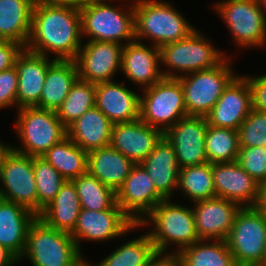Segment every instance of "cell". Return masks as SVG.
Segmentation results:
<instances>
[{"label":"cell","mask_w":266,"mask_h":266,"mask_svg":"<svg viewBox=\"0 0 266 266\" xmlns=\"http://www.w3.org/2000/svg\"><path fill=\"white\" fill-rule=\"evenodd\" d=\"M65 180L87 173L88 152L76 145L68 136L53 145L42 156Z\"/></svg>","instance_id":"cell-32"},{"label":"cell","mask_w":266,"mask_h":266,"mask_svg":"<svg viewBox=\"0 0 266 266\" xmlns=\"http://www.w3.org/2000/svg\"><path fill=\"white\" fill-rule=\"evenodd\" d=\"M110 1L112 2V0H93L79 7L82 38L89 37L87 41H106L122 45L136 40L134 0H121V2L130 1V6H127L129 3H126V6L124 3L121 5L119 3V6L111 5Z\"/></svg>","instance_id":"cell-4"},{"label":"cell","mask_w":266,"mask_h":266,"mask_svg":"<svg viewBox=\"0 0 266 266\" xmlns=\"http://www.w3.org/2000/svg\"><path fill=\"white\" fill-rule=\"evenodd\" d=\"M12 145L13 144L9 145L8 143L5 144L4 142L2 143L0 141V175H1L6 158L9 156V154L13 150L14 146Z\"/></svg>","instance_id":"cell-46"},{"label":"cell","mask_w":266,"mask_h":266,"mask_svg":"<svg viewBox=\"0 0 266 266\" xmlns=\"http://www.w3.org/2000/svg\"><path fill=\"white\" fill-rule=\"evenodd\" d=\"M164 0H134L135 38L162 47L188 38L197 28Z\"/></svg>","instance_id":"cell-3"},{"label":"cell","mask_w":266,"mask_h":266,"mask_svg":"<svg viewBox=\"0 0 266 266\" xmlns=\"http://www.w3.org/2000/svg\"><path fill=\"white\" fill-rule=\"evenodd\" d=\"M213 8L229 28L235 46L251 49L266 44V17L257 0H223Z\"/></svg>","instance_id":"cell-9"},{"label":"cell","mask_w":266,"mask_h":266,"mask_svg":"<svg viewBox=\"0 0 266 266\" xmlns=\"http://www.w3.org/2000/svg\"><path fill=\"white\" fill-rule=\"evenodd\" d=\"M237 162L260 185L266 182V147H239Z\"/></svg>","instance_id":"cell-40"},{"label":"cell","mask_w":266,"mask_h":266,"mask_svg":"<svg viewBox=\"0 0 266 266\" xmlns=\"http://www.w3.org/2000/svg\"><path fill=\"white\" fill-rule=\"evenodd\" d=\"M255 207L266 216V182L260 185L259 199Z\"/></svg>","instance_id":"cell-47"},{"label":"cell","mask_w":266,"mask_h":266,"mask_svg":"<svg viewBox=\"0 0 266 266\" xmlns=\"http://www.w3.org/2000/svg\"><path fill=\"white\" fill-rule=\"evenodd\" d=\"M113 123L96 106L71 123L67 136L84 151L110 145Z\"/></svg>","instance_id":"cell-27"},{"label":"cell","mask_w":266,"mask_h":266,"mask_svg":"<svg viewBox=\"0 0 266 266\" xmlns=\"http://www.w3.org/2000/svg\"><path fill=\"white\" fill-rule=\"evenodd\" d=\"M205 149L209 163L237 161L239 152L238 130L208 125Z\"/></svg>","instance_id":"cell-36"},{"label":"cell","mask_w":266,"mask_h":266,"mask_svg":"<svg viewBox=\"0 0 266 266\" xmlns=\"http://www.w3.org/2000/svg\"><path fill=\"white\" fill-rule=\"evenodd\" d=\"M136 228H139V224H135L115 203L110 209L100 211L81 209L71 236L82 254L83 240L91 242L117 240Z\"/></svg>","instance_id":"cell-12"},{"label":"cell","mask_w":266,"mask_h":266,"mask_svg":"<svg viewBox=\"0 0 266 266\" xmlns=\"http://www.w3.org/2000/svg\"><path fill=\"white\" fill-rule=\"evenodd\" d=\"M153 180L155 189L165 198L172 199L177 190L180 167L174 147L163 137L140 163Z\"/></svg>","instance_id":"cell-25"},{"label":"cell","mask_w":266,"mask_h":266,"mask_svg":"<svg viewBox=\"0 0 266 266\" xmlns=\"http://www.w3.org/2000/svg\"><path fill=\"white\" fill-rule=\"evenodd\" d=\"M226 242L237 266H262L266 216L256 207H241Z\"/></svg>","instance_id":"cell-11"},{"label":"cell","mask_w":266,"mask_h":266,"mask_svg":"<svg viewBox=\"0 0 266 266\" xmlns=\"http://www.w3.org/2000/svg\"><path fill=\"white\" fill-rule=\"evenodd\" d=\"M36 217L23 205L0 198V245L18 259L25 251L27 233Z\"/></svg>","instance_id":"cell-24"},{"label":"cell","mask_w":266,"mask_h":266,"mask_svg":"<svg viewBox=\"0 0 266 266\" xmlns=\"http://www.w3.org/2000/svg\"><path fill=\"white\" fill-rule=\"evenodd\" d=\"M171 200L164 199L159 202L139 223V229L153 227L147 233L160 256H176L184 248L200 241L192 206L187 207ZM171 246L177 247L173 250Z\"/></svg>","instance_id":"cell-2"},{"label":"cell","mask_w":266,"mask_h":266,"mask_svg":"<svg viewBox=\"0 0 266 266\" xmlns=\"http://www.w3.org/2000/svg\"><path fill=\"white\" fill-rule=\"evenodd\" d=\"M227 56L217 66L188 73L178 79L184 93L188 116H206L214 107L224 89L238 75Z\"/></svg>","instance_id":"cell-8"},{"label":"cell","mask_w":266,"mask_h":266,"mask_svg":"<svg viewBox=\"0 0 266 266\" xmlns=\"http://www.w3.org/2000/svg\"><path fill=\"white\" fill-rule=\"evenodd\" d=\"M207 128L206 117L186 116L164 133L175 149L180 169L208 162L205 149Z\"/></svg>","instance_id":"cell-16"},{"label":"cell","mask_w":266,"mask_h":266,"mask_svg":"<svg viewBox=\"0 0 266 266\" xmlns=\"http://www.w3.org/2000/svg\"><path fill=\"white\" fill-rule=\"evenodd\" d=\"M216 197L236 202L241 207H255L260 184L237 161L212 164Z\"/></svg>","instance_id":"cell-18"},{"label":"cell","mask_w":266,"mask_h":266,"mask_svg":"<svg viewBox=\"0 0 266 266\" xmlns=\"http://www.w3.org/2000/svg\"><path fill=\"white\" fill-rule=\"evenodd\" d=\"M160 49L154 45L134 40L126 43L122 51L121 72L142 90L163 78Z\"/></svg>","instance_id":"cell-22"},{"label":"cell","mask_w":266,"mask_h":266,"mask_svg":"<svg viewBox=\"0 0 266 266\" xmlns=\"http://www.w3.org/2000/svg\"><path fill=\"white\" fill-rule=\"evenodd\" d=\"M95 96L96 84L77 78L62 105L57 109V117L67 128L95 106Z\"/></svg>","instance_id":"cell-35"},{"label":"cell","mask_w":266,"mask_h":266,"mask_svg":"<svg viewBox=\"0 0 266 266\" xmlns=\"http://www.w3.org/2000/svg\"><path fill=\"white\" fill-rule=\"evenodd\" d=\"M164 199L140 163L135 164L116 192V203L135 224H139Z\"/></svg>","instance_id":"cell-15"},{"label":"cell","mask_w":266,"mask_h":266,"mask_svg":"<svg viewBox=\"0 0 266 266\" xmlns=\"http://www.w3.org/2000/svg\"><path fill=\"white\" fill-rule=\"evenodd\" d=\"M192 204L195 228L199 239L226 241L241 206L220 197Z\"/></svg>","instance_id":"cell-19"},{"label":"cell","mask_w":266,"mask_h":266,"mask_svg":"<svg viewBox=\"0 0 266 266\" xmlns=\"http://www.w3.org/2000/svg\"><path fill=\"white\" fill-rule=\"evenodd\" d=\"M19 262V259L6 247L0 245V266H13Z\"/></svg>","instance_id":"cell-44"},{"label":"cell","mask_w":266,"mask_h":266,"mask_svg":"<svg viewBox=\"0 0 266 266\" xmlns=\"http://www.w3.org/2000/svg\"><path fill=\"white\" fill-rule=\"evenodd\" d=\"M177 190L193 203L216 197L212 164L207 162L180 169Z\"/></svg>","instance_id":"cell-34"},{"label":"cell","mask_w":266,"mask_h":266,"mask_svg":"<svg viewBox=\"0 0 266 266\" xmlns=\"http://www.w3.org/2000/svg\"><path fill=\"white\" fill-rule=\"evenodd\" d=\"M152 266H183L176 256H160Z\"/></svg>","instance_id":"cell-45"},{"label":"cell","mask_w":266,"mask_h":266,"mask_svg":"<svg viewBox=\"0 0 266 266\" xmlns=\"http://www.w3.org/2000/svg\"><path fill=\"white\" fill-rule=\"evenodd\" d=\"M239 147H266V113L251 110L238 129Z\"/></svg>","instance_id":"cell-39"},{"label":"cell","mask_w":266,"mask_h":266,"mask_svg":"<svg viewBox=\"0 0 266 266\" xmlns=\"http://www.w3.org/2000/svg\"><path fill=\"white\" fill-rule=\"evenodd\" d=\"M83 255L70 233L48 226L37 216L30 225L19 261L27 257L33 266H74Z\"/></svg>","instance_id":"cell-6"},{"label":"cell","mask_w":266,"mask_h":266,"mask_svg":"<svg viewBox=\"0 0 266 266\" xmlns=\"http://www.w3.org/2000/svg\"><path fill=\"white\" fill-rule=\"evenodd\" d=\"M15 133L19 139L13 149L31 157H41L53 145L67 136V129L57 117L56 111L39 107L17 110Z\"/></svg>","instance_id":"cell-7"},{"label":"cell","mask_w":266,"mask_h":266,"mask_svg":"<svg viewBox=\"0 0 266 266\" xmlns=\"http://www.w3.org/2000/svg\"><path fill=\"white\" fill-rule=\"evenodd\" d=\"M140 96L124 80L100 82L96 84L95 106L113 124L131 122L140 118Z\"/></svg>","instance_id":"cell-23"},{"label":"cell","mask_w":266,"mask_h":266,"mask_svg":"<svg viewBox=\"0 0 266 266\" xmlns=\"http://www.w3.org/2000/svg\"><path fill=\"white\" fill-rule=\"evenodd\" d=\"M42 1L48 2V3H54V4H64V5H72L76 7H81V6L87 5L93 0H42Z\"/></svg>","instance_id":"cell-48"},{"label":"cell","mask_w":266,"mask_h":266,"mask_svg":"<svg viewBox=\"0 0 266 266\" xmlns=\"http://www.w3.org/2000/svg\"><path fill=\"white\" fill-rule=\"evenodd\" d=\"M81 211L80 200L73 181L66 180L54 199L38 215L48 226L72 233Z\"/></svg>","instance_id":"cell-28"},{"label":"cell","mask_w":266,"mask_h":266,"mask_svg":"<svg viewBox=\"0 0 266 266\" xmlns=\"http://www.w3.org/2000/svg\"><path fill=\"white\" fill-rule=\"evenodd\" d=\"M82 41L79 7L35 1L25 48L46 57L53 54L55 60H75Z\"/></svg>","instance_id":"cell-1"},{"label":"cell","mask_w":266,"mask_h":266,"mask_svg":"<svg viewBox=\"0 0 266 266\" xmlns=\"http://www.w3.org/2000/svg\"><path fill=\"white\" fill-rule=\"evenodd\" d=\"M72 181L77 189L81 209L100 211L110 209L116 203V192L88 172Z\"/></svg>","instance_id":"cell-37"},{"label":"cell","mask_w":266,"mask_h":266,"mask_svg":"<svg viewBox=\"0 0 266 266\" xmlns=\"http://www.w3.org/2000/svg\"><path fill=\"white\" fill-rule=\"evenodd\" d=\"M200 32L196 29L188 38L167 43L159 48L161 66L167 67L161 68L163 77L178 78L188 73L210 69L227 57L226 53L213 46L212 41Z\"/></svg>","instance_id":"cell-5"},{"label":"cell","mask_w":266,"mask_h":266,"mask_svg":"<svg viewBox=\"0 0 266 266\" xmlns=\"http://www.w3.org/2000/svg\"><path fill=\"white\" fill-rule=\"evenodd\" d=\"M188 116L184 93L178 78L163 77L140 96V119L165 133Z\"/></svg>","instance_id":"cell-10"},{"label":"cell","mask_w":266,"mask_h":266,"mask_svg":"<svg viewBox=\"0 0 266 266\" xmlns=\"http://www.w3.org/2000/svg\"><path fill=\"white\" fill-rule=\"evenodd\" d=\"M262 266H266V245H265V250H264V255H263Z\"/></svg>","instance_id":"cell-51"},{"label":"cell","mask_w":266,"mask_h":266,"mask_svg":"<svg viewBox=\"0 0 266 266\" xmlns=\"http://www.w3.org/2000/svg\"><path fill=\"white\" fill-rule=\"evenodd\" d=\"M123 47L114 42H83L75 58L78 78L94 84L112 81L119 70L121 73Z\"/></svg>","instance_id":"cell-14"},{"label":"cell","mask_w":266,"mask_h":266,"mask_svg":"<svg viewBox=\"0 0 266 266\" xmlns=\"http://www.w3.org/2000/svg\"><path fill=\"white\" fill-rule=\"evenodd\" d=\"M33 170L37 189L38 216L54 199L66 180L42 157H33Z\"/></svg>","instance_id":"cell-38"},{"label":"cell","mask_w":266,"mask_h":266,"mask_svg":"<svg viewBox=\"0 0 266 266\" xmlns=\"http://www.w3.org/2000/svg\"><path fill=\"white\" fill-rule=\"evenodd\" d=\"M164 137V133L140 118L112 126L110 146L126 158L141 163Z\"/></svg>","instance_id":"cell-20"},{"label":"cell","mask_w":266,"mask_h":266,"mask_svg":"<svg viewBox=\"0 0 266 266\" xmlns=\"http://www.w3.org/2000/svg\"><path fill=\"white\" fill-rule=\"evenodd\" d=\"M135 164L109 145L88 152L87 172L117 192Z\"/></svg>","instance_id":"cell-26"},{"label":"cell","mask_w":266,"mask_h":266,"mask_svg":"<svg viewBox=\"0 0 266 266\" xmlns=\"http://www.w3.org/2000/svg\"><path fill=\"white\" fill-rule=\"evenodd\" d=\"M0 183V198L23 205L37 215L33 157L13 149L5 160Z\"/></svg>","instance_id":"cell-13"},{"label":"cell","mask_w":266,"mask_h":266,"mask_svg":"<svg viewBox=\"0 0 266 266\" xmlns=\"http://www.w3.org/2000/svg\"><path fill=\"white\" fill-rule=\"evenodd\" d=\"M237 75L205 116L208 125L238 130L252 110L251 90L247 79Z\"/></svg>","instance_id":"cell-17"},{"label":"cell","mask_w":266,"mask_h":266,"mask_svg":"<svg viewBox=\"0 0 266 266\" xmlns=\"http://www.w3.org/2000/svg\"><path fill=\"white\" fill-rule=\"evenodd\" d=\"M77 78L75 60H55L47 70L39 108L57 111Z\"/></svg>","instance_id":"cell-30"},{"label":"cell","mask_w":266,"mask_h":266,"mask_svg":"<svg viewBox=\"0 0 266 266\" xmlns=\"http://www.w3.org/2000/svg\"><path fill=\"white\" fill-rule=\"evenodd\" d=\"M55 61L42 54L23 48L18 54L15 67L18 72L16 107H39L42 88L49 66Z\"/></svg>","instance_id":"cell-21"},{"label":"cell","mask_w":266,"mask_h":266,"mask_svg":"<svg viewBox=\"0 0 266 266\" xmlns=\"http://www.w3.org/2000/svg\"><path fill=\"white\" fill-rule=\"evenodd\" d=\"M176 257L183 266H237L227 242L223 240L197 241Z\"/></svg>","instance_id":"cell-33"},{"label":"cell","mask_w":266,"mask_h":266,"mask_svg":"<svg viewBox=\"0 0 266 266\" xmlns=\"http://www.w3.org/2000/svg\"><path fill=\"white\" fill-rule=\"evenodd\" d=\"M23 48L19 43L0 39V72L15 66L16 58Z\"/></svg>","instance_id":"cell-43"},{"label":"cell","mask_w":266,"mask_h":266,"mask_svg":"<svg viewBox=\"0 0 266 266\" xmlns=\"http://www.w3.org/2000/svg\"><path fill=\"white\" fill-rule=\"evenodd\" d=\"M35 1L0 0V39L19 43L25 48Z\"/></svg>","instance_id":"cell-29"},{"label":"cell","mask_w":266,"mask_h":266,"mask_svg":"<svg viewBox=\"0 0 266 266\" xmlns=\"http://www.w3.org/2000/svg\"><path fill=\"white\" fill-rule=\"evenodd\" d=\"M18 72L15 66L0 72V110L16 106Z\"/></svg>","instance_id":"cell-41"},{"label":"cell","mask_w":266,"mask_h":266,"mask_svg":"<svg viewBox=\"0 0 266 266\" xmlns=\"http://www.w3.org/2000/svg\"><path fill=\"white\" fill-rule=\"evenodd\" d=\"M101 259L96 266H152L160 257L147 232L128 240Z\"/></svg>","instance_id":"cell-31"},{"label":"cell","mask_w":266,"mask_h":266,"mask_svg":"<svg viewBox=\"0 0 266 266\" xmlns=\"http://www.w3.org/2000/svg\"><path fill=\"white\" fill-rule=\"evenodd\" d=\"M257 1L260 4L263 12L265 13V17H266V0H257Z\"/></svg>","instance_id":"cell-50"},{"label":"cell","mask_w":266,"mask_h":266,"mask_svg":"<svg viewBox=\"0 0 266 266\" xmlns=\"http://www.w3.org/2000/svg\"><path fill=\"white\" fill-rule=\"evenodd\" d=\"M251 90L252 109L266 113V73L261 76L244 75Z\"/></svg>","instance_id":"cell-42"},{"label":"cell","mask_w":266,"mask_h":266,"mask_svg":"<svg viewBox=\"0 0 266 266\" xmlns=\"http://www.w3.org/2000/svg\"><path fill=\"white\" fill-rule=\"evenodd\" d=\"M74 266H96L95 264L93 265V263L91 264V262H88V260L85 259V256L79 261L77 262Z\"/></svg>","instance_id":"cell-49"}]
</instances>
